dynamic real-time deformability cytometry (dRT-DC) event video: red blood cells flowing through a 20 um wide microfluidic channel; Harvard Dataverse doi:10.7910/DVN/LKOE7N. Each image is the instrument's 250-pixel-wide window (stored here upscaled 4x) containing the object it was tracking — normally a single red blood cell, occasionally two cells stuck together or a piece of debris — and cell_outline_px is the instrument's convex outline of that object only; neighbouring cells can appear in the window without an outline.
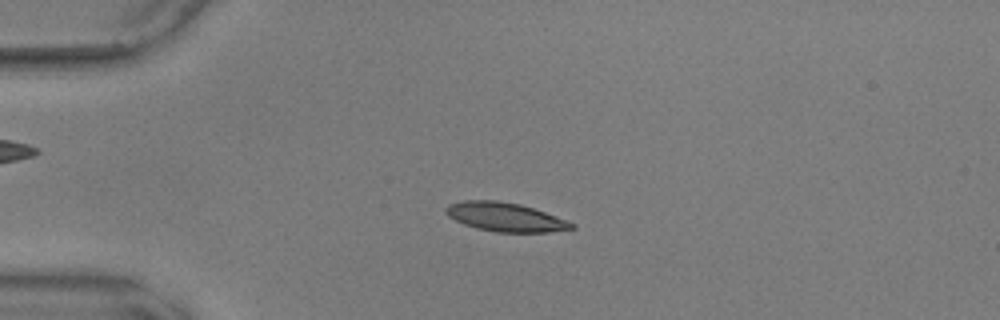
{"species": "common noctule bat (a hibernating species)", "species_latin": "Nyctalus noctula", "temperature_condition": "warm", "stored_images_in_passage": 56, "camera_frame_rate_fps": 3000, "um_per_image_px": 0.085, "animal": {"sex": "male", "body_mass_g": 17.9, "forearm_length_mm": 54.2}, "frame": {"image": 1, "passage_image": 14, "time_ms": 4.333, "image_size_px": [1000, 320], "cell_outline_px": [[576, 228], [548, 232], [496, 232], [476, 228], [464, 224], [448, 216], [444, 212], [444, 208], [448, 204], [464, 200], [496, 200], [520, 204], [544, 212], [576, 224]], "centroid_in_image_um": [42.91, 18.44], "position_along_channel_um": 42.1, "area_um2": 21.1}}
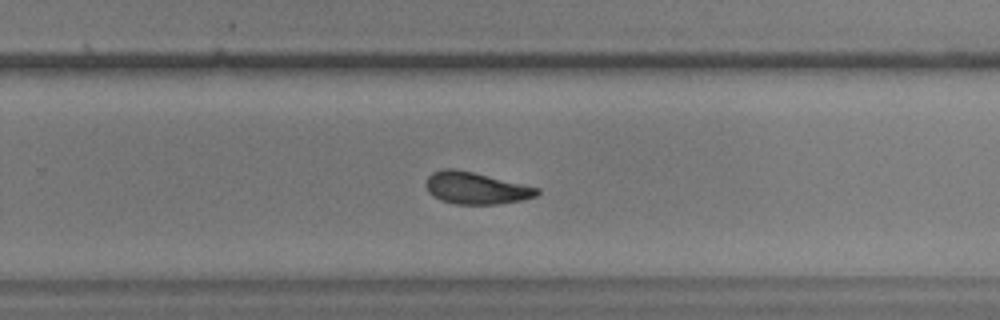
{"frame": {"image": 2, "passage_image": 37, "time_ms": 12.0, "image_size_px": [1000, 320], "cell_outline_px": [[540, 192], [536, 196], [520, 200], [496, 204], [456, 204], [440, 200], [432, 196], [428, 192], [428, 176], [432, 172], [444, 168], [452, 168], [472, 172], [540, 188]], "centroid_in_image_um": [40.45, 15.99], "position_along_channel_um": 289.4, "area_um2": 20.4}}
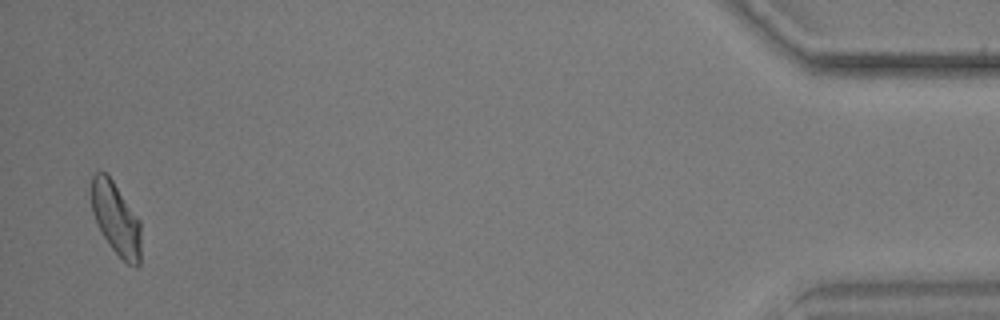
{"frame": {"image": 3, "passage_image": 55, "time_ms": 18.0, "image_size_px": [1000, 320], "cell_outline_px": [[140, 264], [136, 268], [128, 264], [108, 244], [92, 212], [92, 176], [96, 172], [104, 172], [112, 180], [140, 220]], "centroid_in_image_um": [9.88, 18.61], "position_along_channel_um": 425.3, "area_um2": 20.52}, "authors_computed_cell_mechanics": {"area_um2": 21.0103, "velocity_mm_per_s": 3.6005, "shape_relaxation_time_tau1_ms": 4.0454, "shape_relaxation_time_tau2_ms": 3.7181, "deformation_change_tau1": 0.1597, "deformation_change_tau2": 0.109}}